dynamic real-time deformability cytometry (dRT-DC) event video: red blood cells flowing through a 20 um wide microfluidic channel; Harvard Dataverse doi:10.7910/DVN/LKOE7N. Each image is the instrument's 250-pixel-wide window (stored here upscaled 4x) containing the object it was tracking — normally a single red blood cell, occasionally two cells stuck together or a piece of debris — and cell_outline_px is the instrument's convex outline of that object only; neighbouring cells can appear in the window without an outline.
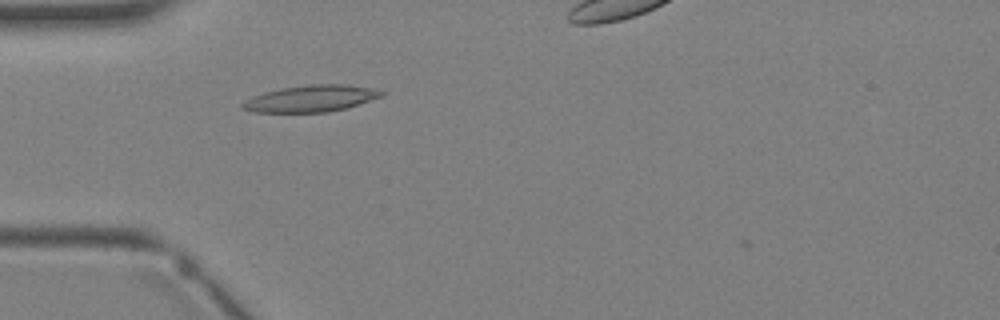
{"species": "Egyptian fruit bat (a non-hibernating species)", "species_latin": "Rousettus aegyptiacus", "temperature_condition": "warm", "stored_images_in_passage": 3, "camera_frame_rate_fps": 3000, "um_per_image_px": 0.085, "animal": {"sex": "female"}, "frame": {"image": 1, "passage_image": 2, "time_ms": 1.333, "image_size_px": [1000, 320], "cell_outline_px": [[384, 96], [344, 108], [328, 112], [252, 112], [240, 108], [240, 104], [244, 100], [252, 96], [264, 92], [280, 88], [312, 84], [344, 84], [372, 88], [384, 92]], "centroid_in_image_um": [26.37, 8.37], "position_along_channel_um": 58.6, "area_um2": 21.56}}